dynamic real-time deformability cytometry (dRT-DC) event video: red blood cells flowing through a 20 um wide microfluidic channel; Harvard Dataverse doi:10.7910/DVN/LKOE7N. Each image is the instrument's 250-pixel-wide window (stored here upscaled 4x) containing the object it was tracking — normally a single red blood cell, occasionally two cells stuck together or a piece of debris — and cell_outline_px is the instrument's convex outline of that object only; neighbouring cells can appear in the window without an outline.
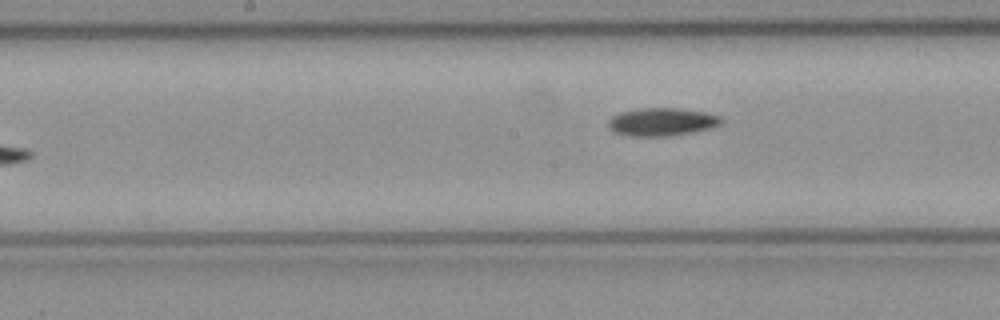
{"species": "common noctule bat (a hibernating species)", "species_latin": "Nyctalus noctula", "temperature_condition": "cold", "stored_images_in_passage": 7, "camera_frame_rate_fps": 3000, "um_per_image_px": 0.085, "animal": {"sex": "female", "body_mass_g": 21.9}, "frame": {"image": 1, "passage_image": 7, "time_ms": 2.0, "image_size_px": [1000, 320], "cell_outline_px": [[724, 120], [720, 124], [712, 128], [672, 136], [628, 136], [612, 132], [608, 128], [608, 120], [612, 116], [620, 112], [640, 108], [680, 108], [704, 112], [720, 116]], "centroid_in_image_um": [56.23, 10.36], "position_along_channel_um": 192.0, "area_um2": 18.67}}